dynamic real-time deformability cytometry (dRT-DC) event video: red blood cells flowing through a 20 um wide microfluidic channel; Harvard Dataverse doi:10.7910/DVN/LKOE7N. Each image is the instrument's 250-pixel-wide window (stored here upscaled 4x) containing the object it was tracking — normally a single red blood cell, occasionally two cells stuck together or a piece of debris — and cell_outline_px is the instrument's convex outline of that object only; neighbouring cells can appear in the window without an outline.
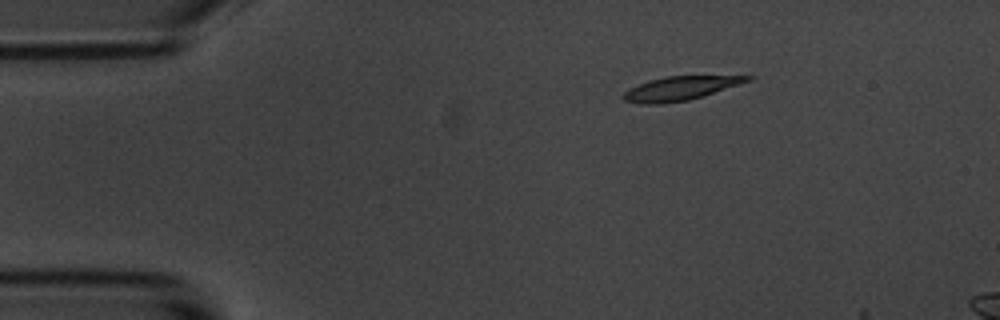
{"species": "common noctule bat (a hibernating species)", "species_latin": "Nyctalus noctula", "temperature_condition": "room temperature", "stored_images_in_passage": 4, "camera_frame_rate_fps": 3000, "um_per_image_px": 0.085, "animal": {"sex": "male", "body_mass_g": 20.1, "forearm_length_mm": 53.5}, "frame": {"image": 1, "passage_image": 3, "time_ms": 2.333, "image_size_px": [1000, 320], "cell_outline_px": [[756, 76], [752, 80], [704, 96], [688, 100], [660, 104], [640, 104], [624, 100], [620, 96], [628, 88], [648, 80], [664, 76]], "centroid_in_image_um": [57.78, 7.51], "position_along_channel_um": 27.2, "area_um2": 17.4}}